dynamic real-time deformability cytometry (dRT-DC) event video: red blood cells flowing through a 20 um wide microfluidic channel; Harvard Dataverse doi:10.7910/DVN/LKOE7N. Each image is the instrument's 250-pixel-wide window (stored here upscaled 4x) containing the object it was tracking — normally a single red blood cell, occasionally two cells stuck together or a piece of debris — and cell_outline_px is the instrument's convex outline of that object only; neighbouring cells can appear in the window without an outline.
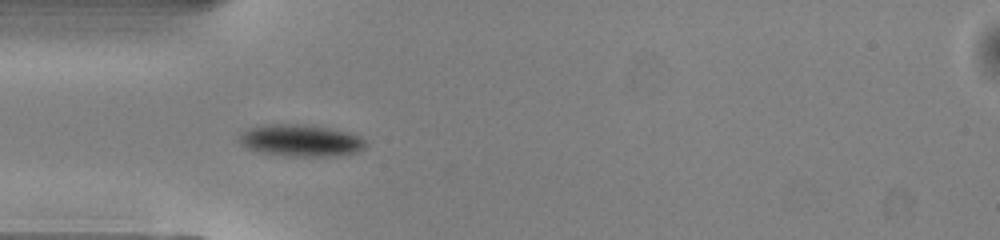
{"species": "common noctule bat (a hibernating species)", "species_latin": "Nyctalus noctula", "temperature_condition": "warm", "stored_images_in_passage": 37, "camera_frame_rate_fps": 3000, "um_per_image_px": 0.085, "animal": {"sex": "male", "body_mass_g": 13.0, "forearm_length_mm": 53.1}, "frame": {"image": 1, "passage_image": 1, "time_ms": 0.0, "image_size_px": [1000, 240], "cell_outline_px": [[368, 144], [364, 148], [356, 152], [328, 156], [288, 156], [264, 152], [248, 148], [240, 144], [240, 132], [248, 128], [268, 124], [304, 124], [328, 128], [348, 132], [360, 136]], "centroid_in_image_um": [25.57, 11.93], "position_along_channel_um": 59.4, "area_um2": 23.29}}
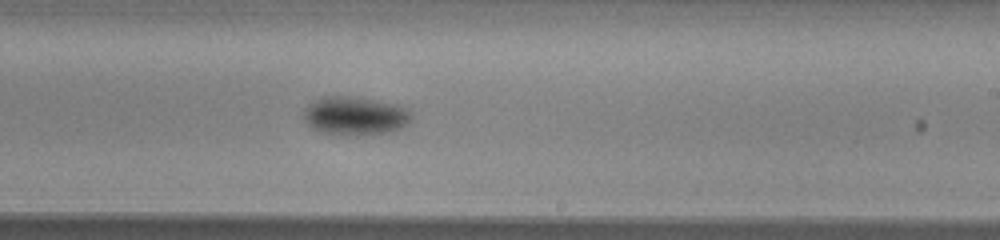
{"frame": {"image": 2, "passage_image": 16, "time_ms": 5.0, "image_size_px": [1000, 240], "cell_outline_px": [[412, 120], [408, 124], [400, 128], [388, 132], [356, 136], [324, 132], [312, 128], [304, 120], [304, 108], [308, 104], [320, 96], [348, 96], [396, 104], [404, 108], [412, 116]], "centroid_in_image_um": [30.15, 9.84], "position_along_channel_um": 258.9, "area_um2": 24.04}}
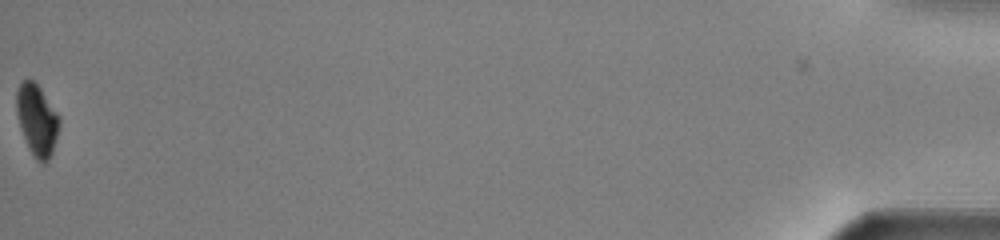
{"frame": {"image": 3, "passage_image": 37, "time_ms": 12.0, "image_size_px": [1000, 240], "cell_outline_px": [[60, 124], [52, 152], [48, 160], [44, 164], [40, 164], [36, 160], [28, 148], [20, 128], [16, 112], [16, 92], [20, 84], [24, 80], [32, 80], [40, 88], [60, 116]], "centroid_in_image_um": [3.14, 10.23], "position_along_channel_um": 432.1, "area_um2": 17.8}, "authors_computed_cell_mechanics": {"area_um2": 22.8888, "velocity_mm_per_s": 4.0288, "shape_relaxation_time_tau1_ms": 1.5548, "shape_relaxation_time_tau2_ms": null, "deformation_change_tau1": 0.1148, "deformation_change_tau2": null}}